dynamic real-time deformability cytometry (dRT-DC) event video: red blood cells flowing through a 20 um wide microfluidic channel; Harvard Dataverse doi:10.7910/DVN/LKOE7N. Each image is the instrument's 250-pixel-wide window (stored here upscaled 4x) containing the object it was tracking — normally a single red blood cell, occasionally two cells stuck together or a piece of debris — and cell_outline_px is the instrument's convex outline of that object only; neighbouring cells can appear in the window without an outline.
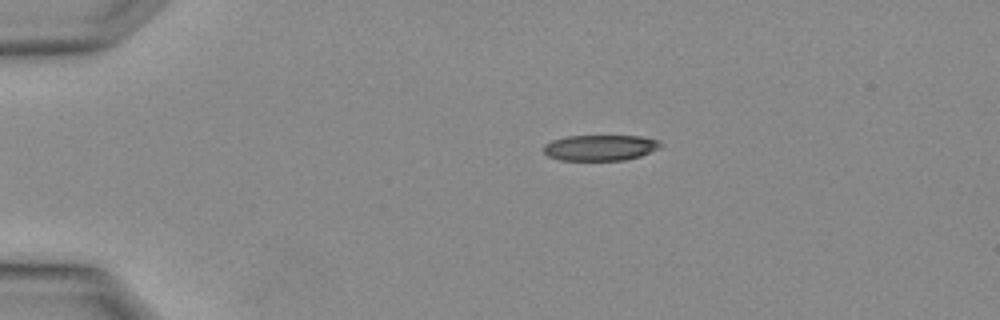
{"species": "Egyptian fruit bat (a non-hibernating species)", "species_latin": "Rousettus aegyptiacus", "temperature_condition": "warm", "stored_images_in_passage": 2, "camera_frame_rate_fps": 3000, "um_per_image_px": 0.085, "animal": {"sex": "female"}, "frame": {"image": 1, "passage_image": 1, "time_ms": 0.0, "image_size_px": [1000, 320], "cell_outline_px": [[664, 144], [660, 148], [640, 156], [624, 160], [560, 160], [548, 156], [544, 152], [544, 144], [552, 140], [568, 136], [640, 136], [660, 140]], "centroid_in_image_um": [51.05, 12.55], "position_along_channel_um": 34.0, "area_um2": 17.63}}